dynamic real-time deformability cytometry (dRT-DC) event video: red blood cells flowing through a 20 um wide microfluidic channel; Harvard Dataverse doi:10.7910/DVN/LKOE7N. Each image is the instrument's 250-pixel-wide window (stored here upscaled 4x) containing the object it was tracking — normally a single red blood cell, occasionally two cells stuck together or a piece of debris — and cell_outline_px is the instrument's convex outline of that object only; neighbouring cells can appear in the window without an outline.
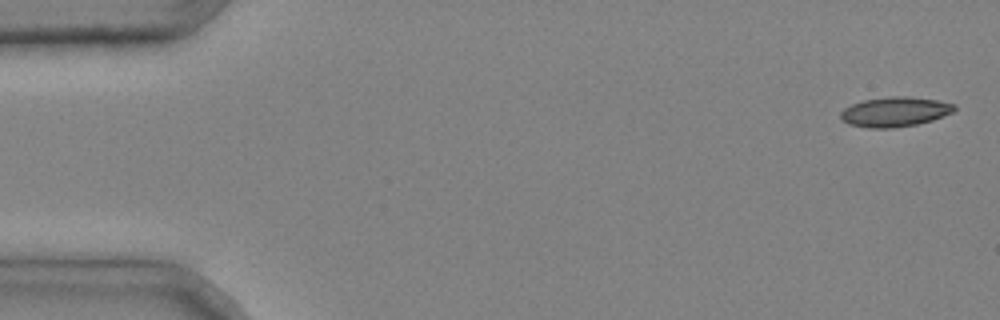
{"species": "common noctule bat (a hibernating species)", "species_latin": "Nyctalus noctula", "temperature_condition": "cold", "stored_images_in_passage": 3, "camera_frame_rate_fps": 3000, "um_per_image_px": 0.085, "animal": {"sex": "male", "body_mass_g": 20.4}, "frame": {"image": 1, "passage_image": 1, "time_ms": 0.0, "image_size_px": [1000, 320], "cell_outline_px": [[956, 108], [952, 112], [932, 120], [916, 124], [892, 128], [868, 128], [848, 124], [840, 116], [840, 112], [844, 108], [852, 104], [864, 100], [892, 96], [908, 96], [936, 100], [956, 104]], "centroid_in_image_um": [76.06, 9.5], "position_along_channel_um": 8.9, "area_um2": 19.59}}